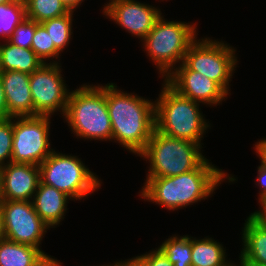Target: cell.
I'll list each match as a JSON object with an SVG mask.
<instances>
[{"instance_id": "6da1fadb", "label": "cell", "mask_w": 266, "mask_h": 266, "mask_svg": "<svg viewBox=\"0 0 266 266\" xmlns=\"http://www.w3.org/2000/svg\"><path fill=\"white\" fill-rule=\"evenodd\" d=\"M236 181L206 159L198 168L171 177L146 178L142 199L168 210H177L211 196L221 182Z\"/></svg>"}, {"instance_id": "7a4b0ae2", "label": "cell", "mask_w": 266, "mask_h": 266, "mask_svg": "<svg viewBox=\"0 0 266 266\" xmlns=\"http://www.w3.org/2000/svg\"><path fill=\"white\" fill-rule=\"evenodd\" d=\"M106 103L112 126V140L139 156L155 129V101L106 84Z\"/></svg>"}, {"instance_id": "3957f363", "label": "cell", "mask_w": 266, "mask_h": 266, "mask_svg": "<svg viewBox=\"0 0 266 266\" xmlns=\"http://www.w3.org/2000/svg\"><path fill=\"white\" fill-rule=\"evenodd\" d=\"M162 85L155 101V129L166 136L201 145L210 124L199 110L200 103L181 96L165 81Z\"/></svg>"}, {"instance_id": "277c9868", "label": "cell", "mask_w": 266, "mask_h": 266, "mask_svg": "<svg viewBox=\"0 0 266 266\" xmlns=\"http://www.w3.org/2000/svg\"><path fill=\"white\" fill-rule=\"evenodd\" d=\"M72 133L84 139L112 140V126L106 103V85L83 84L69 95L63 116Z\"/></svg>"}, {"instance_id": "5b68a950", "label": "cell", "mask_w": 266, "mask_h": 266, "mask_svg": "<svg viewBox=\"0 0 266 266\" xmlns=\"http://www.w3.org/2000/svg\"><path fill=\"white\" fill-rule=\"evenodd\" d=\"M201 148L198 143L172 138L154 129L139 155L150 163L146 178L171 177L198 168L207 159Z\"/></svg>"}, {"instance_id": "8992f818", "label": "cell", "mask_w": 266, "mask_h": 266, "mask_svg": "<svg viewBox=\"0 0 266 266\" xmlns=\"http://www.w3.org/2000/svg\"><path fill=\"white\" fill-rule=\"evenodd\" d=\"M197 25L165 20L163 15L142 40L147 56L156 64L159 74L166 78L176 63L181 64L190 45L196 40Z\"/></svg>"}, {"instance_id": "52a82bcc", "label": "cell", "mask_w": 266, "mask_h": 266, "mask_svg": "<svg viewBox=\"0 0 266 266\" xmlns=\"http://www.w3.org/2000/svg\"><path fill=\"white\" fill-rule=\"evenodd\" d=\"M39 167L40 180L72 200H81L101 187V180L74 155L54 150Z\"/></svg>"}, {"instance_id": "ba28073f", "label": "cell", "mask_w": 266, "mask_h": 266, "mask_svg": "<svg viewBox=\"0 0 266 266\" xmlns=\"http://www.w3.org/2000/svg\"><path fill=\"white\" fill-rule=\"evenodd\" d=\"M236 50L222 40L196 39L187 50L183 63L215 81L227 94L229 83L237 66Z\"/></svg>"}, {"instance_id": "9c48e42d", "label": "cell", "mask_w": 266, "mask_h": 266, "mask_svg": "<svg viewBox=\"0 0 266 266\" xmlns=\"http://www.w3.org/2000/svg\"><path fill=\"white\" fill-rule=\"evenodd\" d=\"M49 129L50 116L13 117L11 162L39 166L54 151Z\"/></svg>"}, {"instance_id": "30bf717a", "label": "cell", "mask_w": 266, "mask_h": 266, "mask_svg": "<svg viewBox=\"0 0 266 266\" xmlns=\"http://www.w3.org/2000/svg\"><path fill=\"white\" fill-rule=\"evenodd\" d=\"M59 63H44L30 74V91L34 116H50L60 111L65 115L71 92L62 77Z\"/></svg>"}, {"instance_id": "8fae6325", "label": "cell", "mask_w": 266, "mask_h": 266, "mask_svg": "<svg viewBox=\"0 0 266 266\" xmlns=\"http://www.w3.org/2000/svg\"><path fill=\"white\" fill-rule=\"evenodd\" d=\"M6 239L40 248L49 226L38 216L32 201L0 200Z\"/></svg>"}, {"instance_id": "7c38bea8", "label": "cell", "mask_w": 266, "mask_h": 266, "mask_svg": "<svg viewBox=\"0 0 266 266\" xmlns=\"http://www.w3.org/2000/svg\"><path fill=\"white\" fill-rule=\"evenodd\" d=\"M102 13L141 41L162 15L157 7L137 0H109Z\"/></svg>"}, {"instance_id": "4fadbf2b", "label": "cell", "mask_w": 266, "mask_h": 266, "mask_svg": "<svg viewBox=\"0 0 266 266\" xmlns=\"http://www.w3.org/2000/svg\"><path fill=\"white\" fill-rule=\"evenodd\" d=\"M164 79L181 96L204 105L217 106L228 96L215 81L190 70L183 62Z\"/></svg>"}, {"instance_id": "5bb4252c", "label": "cell", "mask_w": 266, "mask_h": 266, "mask_svg": "<svg viewBox=\"0 0 266 266\" xmlns=\"http://www.w3.org/2000/svg\"><path fill=\"white\" fill-rule=\"evenodd\" d=\"M40 182V167L8 163L1 166L0 200L32 201Z\"/></svg>"}, {"instance_id": "9a60e30c", "label": "cell", "mask_w": 266, "mask_h": 266, "mask_svg": "<svg viewBox=\"0 0 266 266\" xmlns=\"http://www.w3.org/2000/svg\"><path fill=\"white\" fill-rule=\"evenodd\" d=\"M6 98L8 116H34V105L30 91V74L20 71L0 72Z\"/></svg>"}, {"instance_id": "2e32d148", "label": "cell", "mask_w": 266, "mask_h": 266, "mask_svg": "<svg viewBox=\"0 0 266 266\" xmlns=\"http://www.w3.org/2000/svg\"><path fill=\"white\" fill-rule=\"evenodd\" d=\"M71 198L53 186L44 184L41 180L32 198L34 210L49 226L54 228L64 219L68 200Z\"/></svg>"}, {"instance_id": "e0dca14e", "label": "cell", "mask_w": 266, "mask_h": 266, "mask_svg": "<svg viewBox=\"0 0 266 266\" xmlns=\"http://www.w3.org/2000/svg\"><path fill=\"white\" fill-rule=\"evenodd\" d=\"M61 262L45 254L41 248L8 239L0 241V266H61Z\"/></svg>"}, {"instance_id": "ac0fdd59", "label": "cell", "mask_w": 266, "mask_h": 266, "mask_svg": "<svg viewBox=\"0 0 266 266\" xmlns=\"http://www.w3.org/2000/svg\"><path fill=\"white\" fill-rule=\"evenodd\" d=\"M242 242L240 256L249 262L266 266V223L252 213L245 220Z\"/></svg>"}, {"instance_id": "d6986e66", "label": "cell", "mask_w": 266, "mask_h": 266, "mask_svg": "<svg viewBox=\"0 0 266 266\" xmlns=\"http://www.w3.org/2000/svg\"><path fill=\"white\" fill-rule=\"evenodd\" d=\"M4 42H0V72L15 70L31 74L44 64L31 48L18 47L8 40Z\"/></svg>"}, {"instance_id": "ffe728a7", "label": "cell", "mask_w": 266, "mask_h": 266, "mask_svg": "<svg viewBox=\"0 0 266 266\" xmlns=\"http://www.w3.org/2000/svg\"><path fill=\"white\" fill-rule=\"evenodd\" d=\"M226 257L225 248L212 237H191V266H230Z\"/></svg>"}, {"instance_id": "44dd1931", "label": "cell", "mask_w": 266, "mask_h": 266, "mask_svg": "<svg viewBox=\"0 0 266 266\" xmlns=\"http://www.w3.org/2000/svg\"><path fill=\"white\" fill-rule=\"evenodd\" d=\"M26 18L37 23L60 17L69 10L60 0H24Z\"/></svg>"}, {"instance_id": "7402d4cb", "label": "cell", "mask_w": 266, "mask_h": 266, "mask_svg": "<svg viewBox=\"0 0 266 266\" xmlns=\"http://www.w3.org/2000/svg\"><path fill=\"white\" fill-rule=\"evenodd\" d=\"M73 13L69 11L67 14L41 23L50 34L51 43H54L60 53L68 47L71 40Z\"/></svg>"}, {"instance_id": "603a6c76", "label": "cell", "mask_w": 266, "mask_h": 266, "mask_svg": "<svg viewBox=\"0 0 266 266\" xmlns=\"http://www.w3.org/2000/svg\"><path fill=\"white\" fill-rule=\"evenodd\" d=\"M174 266H191V237L172 236L158 247Z\"/></svg>"}, {"instance_id": "cb8c5ba5", "label": "cell", "mask_w": 266, "mask_h": 266, "mask_svg": "<svg viewBox=\"0 0 266 266\" xmlns=\"http://www.w3.org/2000/svg\"><path fill=\"white\" fill-rule=\"evenodd\" d=\"M26 18L24 0L0 5V36L9 39L16 27Z\"/></svg>"}, {"instance_id": "d4e9b609", "label": "cell", "mask_w": 266, "mask_h": 266, "mask_svg": "<svg viewBox=\"0 0 266 266\" xmlns=\"http://www.w3.org/2000/svg\"><path fill=\"white\" fill-rule=\"evenodd\" d=\"M31 49L44 63H48L46 60L50 58H52L50 63H59L56 59H59L61 53L55 48L54 43H51L50 34L41 23L36 22ZM53 58H55V61Z\"/></svg>"}, {"instance_id": "484cf974", "label": "cell", "mask_w": 266, "mask_h": 266, "mask_svg": "<svg viewBox=\"0 0 266 266\" xmlns=\"http://www.w3.org/2000/svg\"><path fill=\"white\" fill-rule=\"evenodd\" d=\"M12 141L13 117L0 120V167L11 162Z\"/></svg>"}, {"instance_id": "4316f807", "label": "cell", "mask_w": 266, "mask_h": 266, "mask_svg": "<svg viewBox=\"0 0 266 266\" xmlns=\"http://www.w3.org/2000/svg\"><path fill=\"white\" fill-rule=\"evenodd\" d=\"M36 22L25 18L14 30L8 41L21 48H31Z\"/></svg>"}, {"instance_id": "83f0119b", "label": "cell", "mask_w": 266, "mask_h": 266, "mask_svg": "<svg viewBox=\"0 0 266 266\" xmlns=\"http://www.w3.org/2000/svg\"><path fill=\"white\" fill-rule=\"evenodd\" d=\"M255 151L261 160L260 166H258L257 186L260 187L259 202L266 197V155L255 145Z\"/></svg>"}, {"instance_id": "f1b7e54d", "label": "cell", "mask_w": 266, "mask_h": 266, "mask_svg": "<svg viewBox=\"0 0 266 266\" xmlns=\"http://www.w3.org/2000/svg\"><path fill=\"white\" fill-rule=\"evenodd\" d=\"M139 257L146 263V266H174L159 248Z\"/></svg>"}, {"instance_id": "f546056e", "label": "cell", "mask_w": 266, "mask_h": 266, "mask_svg": "<svg viewBox=\"0 0 266 266\" xmlns=\"http://www.w3.org/2000/svg\"><path fill=\"white\" fill-rule=\"evenodd\" d=\"M10 118L7 113L6 98L3 90V84L0 77V120Z\"/></svg>"}, {"instance_id": "4dcf8cb0", "label": "cell", "mask_w": 266, "mask_h": 266, "mask_svg": "<svg viewBox=\"0 0 266 266\" xmlns=\"http://www.w3.org/2000/svg\"><path fill=\"white\" fill-rule=\"evenodd\" d=\"M116 266H146V263L137 255L127 261L115 262Z\"/></svg>"}, {"instance_id": "1f68e13d", "label": "cell", "mask_w": 266, "mask_h": 266, "mask_svg": "<svg viewBox=\"0 0 266 266\" xmlns=\"http://www.w3.org/2000/svg\"><path fill=\"white\" fill-rule=\"evenodd\" d=\"M60 1L66 6V8L69 11L74 12L75 10H77L76 8H78L84 0H60Z\"/></svg>"}, {"instance_id": "d6a6232c", "label": "cell", "mask_w": 266, "mask_h": 266, "mask_svg": "<svg viewBox=\"0 0 266 266\" xmlns=\"http://www.w3.org/2000/svg\"><path fill=\"white\" fill-rule=\"evenodd\" d=\"M261 205V209L259 211H255L252 214L255 215L257 218H266V197L259 202Z\"/></svg>"}, {"instance_id": "836d02e7", "label": "cell", "mask_w": 266, "mask_h": 266, "mask_svg": "<svg viewBox=\"0 0 266 266\" xmlns=\"http://www.w3.org/2000/svg\"><path fill=\"white\" fill-rule=\"evenodd\" d=\"M5 239H6V233H5L4 219H3L2 209L0 207V241Z\"/></svg>"}, {"instance_id": "e575fe53", "label": "cell", "mask_w": 266, "mask_h": 266, "mask_svg": "<svg viewBox=\"0 0 266 266\" xmlns=\"http://www.w3.org/2000/svg\"><path fill=\"white\" fill-rule=\"evenodd\" d=\"M266 155V139L263 138L255 144Z\"/></svg>"}, {"instance_id": "d590c367", "label": "cell", "mask_w": 266, "mask_h": 266, "mask_svg": "<svg viewBox=\"0 0 266 266\" xmlns=\"http://www.w3.org/2000/svg\"><path fill=\"white\" fill-rule=\"evenodd\" d=\"M239 260H240V264L238 265H236L235 264V266H262V265H258V264H255V263H252V262H249V261H247V260H244L241 256H239Z\"/></svg>"}, {"instance_id": "8d00e7d4", "label": "cell", "mask_w": 266, "mask_h": 266, "mask_svg": "<svg viewBox=\"0 0 266 266\" xmlns=\"http://www.w3.org/2000/svg\"><path fill=\"white\" fill-rule=\"evenodd\" d=\"M13 0H0V5L6 4V3H11Z\"/></svg>"}, {"instance_id": "74e56055", "label": "cell", "mask_w": 266, "mask_h": 266, "mask_svg": "<svg viewBox=\"0 0 266 266\" xmlns=\"http://www.w3.org/2000/svg\"><path fill=\"white\" fill-rule=\"evenodd\" d=\"M259 220H261L262 222L266 223V218H258Z\"/></svg>"}, {"instance_id": "f35d334b", "label": "cell", "mask_w": 266, "mask_h": 266, "mask_svg": "<svg viewBox=\"0 0 266 266\" xmlns=\"http://www.w3.org/2000/svg\"><path fill=\"white\" fill-rule=\"evenodd\" d=\"M102 266V265H101ZM103 266H106V265H103ZM107 266H116L115 263L114 264H110V265H107Z\"/></svg>"}]
</instances>
